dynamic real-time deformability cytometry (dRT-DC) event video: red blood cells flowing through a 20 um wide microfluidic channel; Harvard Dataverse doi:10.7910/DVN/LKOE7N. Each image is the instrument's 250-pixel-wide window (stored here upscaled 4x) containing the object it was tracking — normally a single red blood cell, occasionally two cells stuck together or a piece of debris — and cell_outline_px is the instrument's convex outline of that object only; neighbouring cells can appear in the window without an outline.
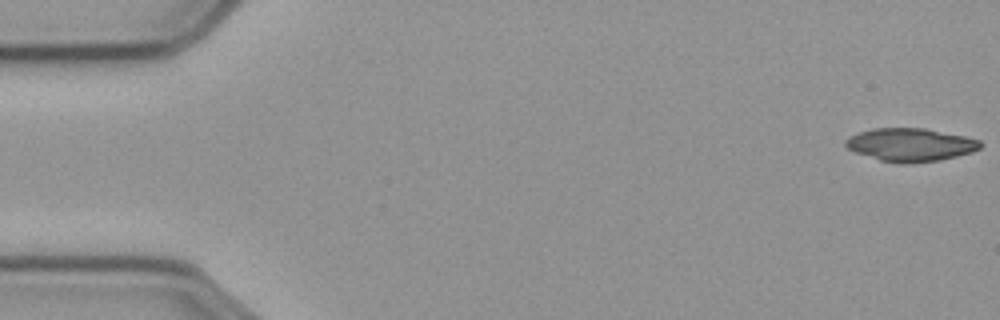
{"species": "common noctule bat (a hibernating species)", "species_latin": "Nyctalus noctula", "temperature_condition": "cold", "stored_images_in_passage": 56, "camera_frame_rate_fps": 3000, "um_per_image_px": 0.085, "animal": {"sex": "male", "body_mass_g": 23.1, "forearm_length_mm": 52.7}, "frame": {"image": 1, "passage_image": 1, "time_ms": 0.0, "image_size_px": [1000, 320], "cell_outline_px": [[984, 144], [980, 148], [972, 152], [940, 160], [908, 164], [900, 164], [880, 160], [856, 152], [848, 148], [844, 144], [844, 140], [860, 132], [872, 128], [924, 128], [964, 136], [980, 140]], "centroid_in_image_um": [77.41, 12.31], "position_along_channel_um": 7.6, "area_um2": 25.95}}
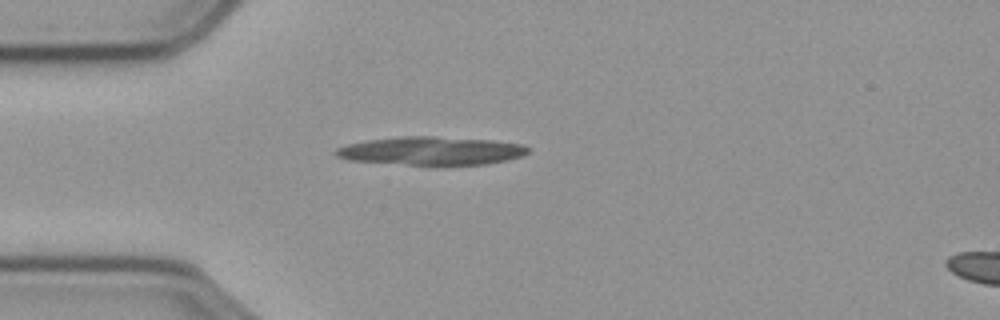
{"frame": {"image": 2, "passage_image": 15, "time_ms": 4.667, "image_size_px": [1000, 320], "cell_outline_px": [[528, 152], [524, 156], [484, 164], [408, 164], [348, 160], [336, 156], [332, 152], [336, 148], [348, 144], [368, 140], [404, 136], [436, 136], [492, 140], [524, 144], [528, 148]], "centroid_in_image_um": [36.65, 12.8], "position_along_channel_um": 48.3, "area_um2": 31.39}, "authors_computed_cell_mechanics": {"area_um2": 26.7903, "velocity_mm_per_s": 3.5991, "shape_relaxation_time_tau1_ms": 0.4829, "shape_relaxation_time_tau2_ms": null, "deformation_change_tau1": 0.2399, "deformation_change_tau2": null}}